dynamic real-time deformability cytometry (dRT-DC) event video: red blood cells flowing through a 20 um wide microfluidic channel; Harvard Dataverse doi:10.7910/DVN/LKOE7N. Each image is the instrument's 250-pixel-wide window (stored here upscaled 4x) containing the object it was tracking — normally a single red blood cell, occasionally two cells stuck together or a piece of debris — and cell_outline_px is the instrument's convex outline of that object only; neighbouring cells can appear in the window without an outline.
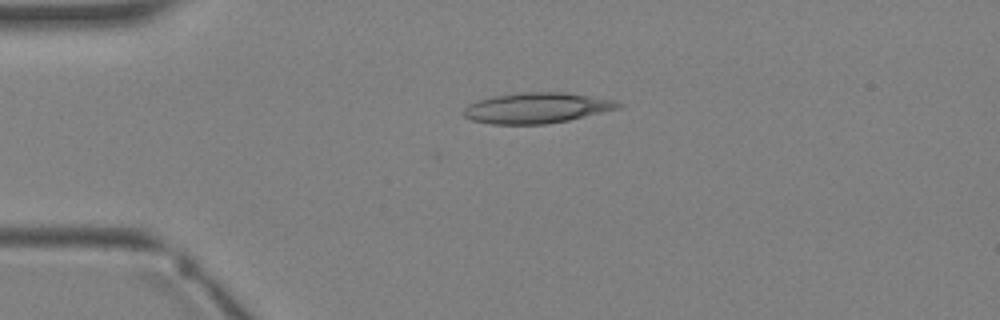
{"species": "Egyptian fruit bat (a non-hibernating species)", "species_latin": "Rousettus aegyptiacus", "temperature_condition": "warm", "stored_images_in_passage": 2, "camera_frame_rate_fps": 3000, "um_per_image_px": 0.085, "animal": {"sex": "female"}, "frame": {"image": 1, "passage_image": 1, "time_ms": 0.0, "image_size_px": [1000, 320], "cell_outline_px": [[624, 104], [620, 108], [568, 120], [544, 124], [492, 124], [472, 120], [464, 116], [464, 108], [468, 104], [480, 100], [496, 96], [524, 92], [564, 92], [616, 100]], "centroid_in_image_um": [45.66, 9.17], "position_along_channel_um": 39.3, "area_um2": 27.28}}